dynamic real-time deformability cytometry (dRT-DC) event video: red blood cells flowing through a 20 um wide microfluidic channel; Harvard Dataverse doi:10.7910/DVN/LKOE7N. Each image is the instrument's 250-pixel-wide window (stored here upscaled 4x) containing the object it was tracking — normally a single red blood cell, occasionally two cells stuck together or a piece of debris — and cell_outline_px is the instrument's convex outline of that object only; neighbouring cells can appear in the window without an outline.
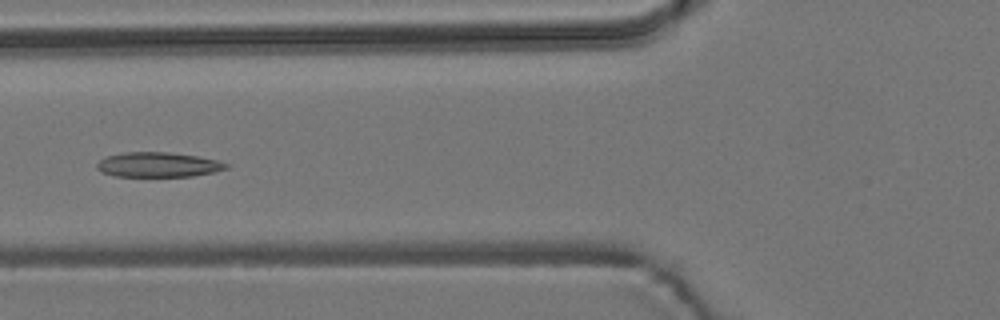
{"species": "common noctule bat (a hibernating species)", "species_latin": "Nyctalus noctula", "temperature_condition": "room temperature", "stored_images_in_passage": 6, "camera_frame_rate_fps": 3000, "um_per_image_px": 0.085, "animal": {"sex": "male", "body_mass_g": 19.2, "forearm_length_mm": 51.8}, "frame": {"image": 1, "passage_image": 6, "time_ms": 6.333, "image_size_px": [1000, 320], "cell_outline_px": [[232, 164], [228, 168], [212, 172], [192, 176], [116, 176], [100, 172], [96, 168], [96, 164], [100, 160], [108, 156], [124, 152], [168, 152], [196, 156], [216, 160]], "centroid_in_image_um": [13.44, 14.0], "position_along_channel_um": 112.4, "area_um2": 18.61}}